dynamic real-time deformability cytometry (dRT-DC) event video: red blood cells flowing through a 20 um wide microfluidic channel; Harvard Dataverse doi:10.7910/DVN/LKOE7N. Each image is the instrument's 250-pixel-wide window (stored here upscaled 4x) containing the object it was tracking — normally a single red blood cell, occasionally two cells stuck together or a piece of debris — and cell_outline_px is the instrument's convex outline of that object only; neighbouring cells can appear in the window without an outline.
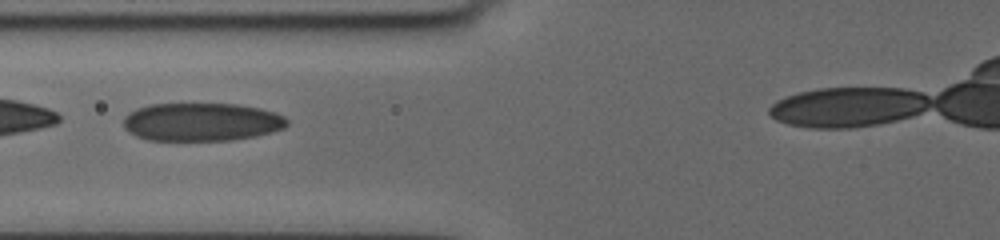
{"species": "human", "species_latin": "Homo sapiens", "temperature_condition": "cold", "stored_images_in_passage": 44, "camera_frame_rate_fps": 3000, "um_per_image_px": 0.085, "donor": {"sex": "female"}, "frame": {"image": 1, "passage_image": 16, "time_ms": 5.0, "image_size_px": [1000, 240], "cell_outline_px": [[288, 124], [284, 128], [272, 132], [256, 136], [232, 140], [148, 140], [136, 136], [128, 132], [124, 128], [124, 116], [128, 112], [136, 108], [152, 104], [240, 104], [260, 108], [276, 112], [284, 116], [288, 120]], "centroid_in_image_um": [17.14, 10.36], "position_along_channel_um": 108.7, "area_um2": 36.7}}
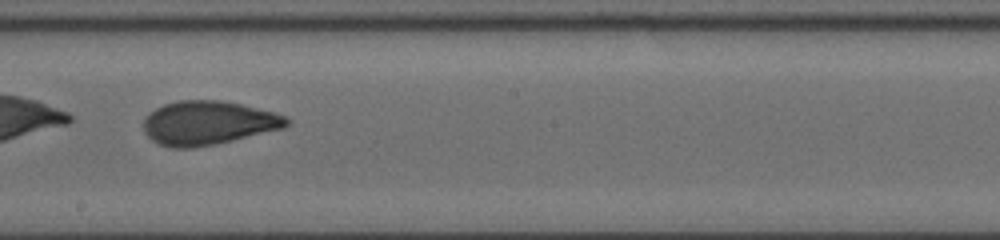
{"frame": {"image": 2, "passage_image": 26, "time_ms": 8.333, "image_size_px": [1000, 240], "cell_outline_px": [[292, 120], [284, 128], [232, 140], [192, 148], [172, 148], [160, 144], [152, 140], [144, 132], [144, 120], [156, 108], [164, 104], [176, 100], [220, 100], [240, 104], [272, 112], [284, 116]], "centroid_in_image_um": [17.68, 10.44], "position_along_channel_um": 230.5, "area_um2": 36.18}}
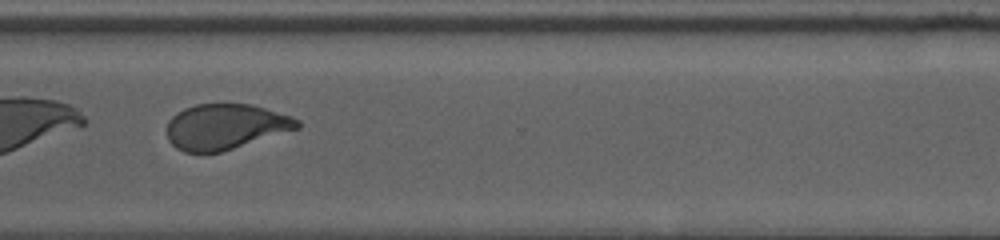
{"frame": {"image": 3, "passage_image": 36, "time_ms": 11.667, "image_size_px": [1000, 240], "cell_outline_px": [[300, 128], [220, 152], [184, 152], [176, 148], [168, 140], [168, 120], [176, 112], [184, 108], [196, 104], [252, 104], [292, 116], [300, 120]], "centroid_in_image_um": [19.16, 10.75], "position_along_channel_um": 351.4, "area_um2": 34.51}}